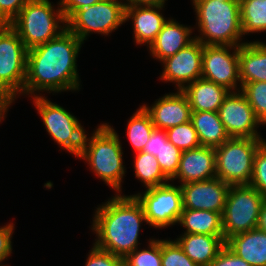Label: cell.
<instances>
[{"instance_id": "cell-39", "label": "cell", "mask_w": 266, "mask_h": 266, "mask_svg": "<svg viewBox=\"0 0 266 266\" xmlns=\"http://www.w3.org/2000/svg\"><path fill=\"white\" fill-rule=\"evenodd\" d=\"M102 0H61L60 8L64 18L67 20L76 10L91 6Z\"/></svg>"}, {"instance_id": "cell-4", "label": "cell", "mask_w": 266, "mask_h": 266, "mask_svg": "<svg viewBox=\"0 0 266 266\" xmlns=\"http://www.w3.org/2000/svg\"><path fill=\"white\" fill-rule=\"evenodd\" d=\"M87 139L85 135L84 144L78 157L89 162L90 167L107 185L120 192L121 181L125 174L122 161V148L119 137L115 130L102 124ZM87 141L88 145H87Z\"/></svg>"}, {"instance_id": "cell-36", "label": "cell", "mask_w": 266, "mask_h": 266, "mask_svg": "<svg viewBox=\"0 0 266 266\" xmlns=\"http://www.w3.org/2000/svg\"><path fill=\"white\" fill-rule=\"evenodd\" d=\"M209 266H251L241 257L237 256L226 245Z\"/></svg>"}, {"instance_id": "cell-12", "label": "cell", "mask_w": 266, "mask_h": 266, "mask_svg": "<svg viewBox=\"0 0 266 266\" xmlns=\"http://www.w3.org/2000/svg\"><path fill=\"white\" fill-rule=\"evenodd\" d=\"M230 48H234L232 54ZM201 77L235 90L240 81L239 46L203 45Z\"/></svg>"}, {"instance_id": "cell-28", "label": "cell", "mask_w": 266, "mask_h": 266, "mask_svg": "<svg viewBox=\"0 0 266 266\" xmlns=\"http://www.w3.org/2000/svg\"><path fill=\"white\" fill-rule=\"evenodd\" d=\"M155 126L150 115L143 107L130 118L127 127V136L136 152L143 151Z\"/></svg>"}, {"instance_id": "cell-25", "label": "cell", "mask_w": 266, "mask_h": 266, "mask_svg": "<svg viewBox=\"0 0 266 266\" xmlns=\"http://www.w3.org/2000/svg\"><path fill=\"white\" fill-rule=\"evenodd\" d=\"M179 223L187 229L186 234L224 236L221 213L183 208Z\"/></svg>"}, {"instance_id": "cell-11", "label": "cell", "mask_w": 266, "mask_h": 266, "mask_svg": "<svg viewBox=\"0 0 266 266\" xmlns=\"http://www.w3.org/2000/svg\"><path fill=\"white\" fill-rule=\"evenodd\" d=\"M28 49L18 33L8 26L0 34V87L14 96L23 93L27 70Z\"/></svg>"}, {"instance_id": "cell-31", "label": "cell", "mask_w": 266, "mask_h": 266, "mask_svg": "<svg viewBox=\"0 0 266 266\" xmlns=\"http://www.w3.org/2000/svg\"><path fill=\"white\" fill-rule=\"evenodd\" d=\"M182 151L168 139H161V148L156 153L163 174L171 181L178 172Z\"/></svg>"}, {"instance_id": "cell-33", "label": "cell", "mask_w": 266, "mask_h": 266, "mask_svg": "<svg viewBox=\"0 0 266 266\" xmlns=\"http://www.w3.org/2000/svg\"><path fill=\"white\" fill-rule=\"evenodd\" d=\"M161 266H198L175 240H161Z\"/></svg>"}, {"instance_id": "cell-2", "label": "cell", "mask_w": 266, "mask_h": 266, "mask_svg": "<svg viewBox=\"0 0 266 266\" xmlns=\"http://www.w3.org/2000/svg\"><path fill=\"white\" fill-rule=\"evenodd\" d=\"M146 222L143 207L134 195H116L97 208L92 229L95 246L124 258L137 249L140 224Z\"/></svg>"}, {"instance_id": "cell-40", "label": "cell", "mask_w": 266, "mask_h": 266, "mask_svg": "<svg viewBox=\"0 0 266 266\" xmlns=\"http://www.w3.org/2000/svg\"><path fill=\"white\" fill-rule=\"evenodd\" d=\"M161 139H168L166 130L155 128L145 144L143 151L156 156V153H158L161 148Z\"/></svg>"}, {"instance_id": "cell-32", "label": "cell", "mask_w": 266, "mask_h": 266, "mask_svg": "<svg viewBox=\"0 0 266 266\" xmlns=\"http://www.w3.org/2000/svg\"><path fill=\"white\" fill-rule=\"evenodd\" d=\"M149 249H135L123 258V266H161V240H150Z\"/></svg>"}, {"instance_id": "cell-35", "label": "cell", "mask_w": 266, "mask_h": 266, "mask_svg": "<svg viewBox=\"0 0 266 266\" xmlns=\"http://www.w3.org/2000/svg\"><path fill=\"white\" fill-rule=\"evenodd\" d=\"M86 266H123V258L101 250L94 245L87 259Z\"/></svg>"}, {"instance_id": "cell-3", "label": "cell", "mask_w": 266, "mask_h": 266, "mask_svg": "<svg viewBox=\"0 0 266 266\" xmlns=\"http://www.w3.org/2000/svg\"><path fill=\"white\" fill-rule=\"evenodd\" d=\"M193 4L204 36L195 39L203 45H241L238 43L243 35L239 0H193Z\"/></svg>"}, {"instance_id": "cell-30", "label": "cell", "mask_w": 266, "mask_h": 266, "mask_svg": "<svg viewBox=\"0 0 266 266\" xmlns=\"http://www.w3.org/2000/svg\"><path fill=\"white\" fill-rule=\"evenodd\" d=\"M168 141L181 151L201 146L192 121L171 127L166 130Z\"/></svg>"}, {"instance_id": "cell-19", "label": "cell", "mask_w": 266, "mask_h": 266, "mask_svg": "<svg viewBox=\"0 0 266 266\" xmlns=\"http://www.w3.org/2000/svg\"><path fill=\"white\" fill-rule=\"evenodd\" d=\"M225 245L251 266H266V233L252 229L229 237Z\"/></svg>"}, {"instance_id": "cell-27", "label": "cell", "mask_w": 266, "mask_h": 266, "mask_svg": "<svg viewBox=\"0 0 266 266\" xmlns=\"http://www.w3.org/2000/svg\"><path fill=\"white\" fill-rule=\"evenodd\" d=\"M134 163L135 176L145 183L146 188L166 184L165 182L169 180L163 174L159 162L152 154L144 151L137 152Z\"/></svg>"}, {"instance_id": "cell-21", "label": "cell", "mask_w": 266, "mask_h": 266, "mask_svg": "<svg viewBox=\"0 0 266 266\" xmlns=\"http://www.w3.org/2000/svg\"><path fill=\"white\" fill-rule=\"evenodd\" d=\"M188 97L191 111L218 112L229 90L212 81L199 78L182 89Z\"/></svg>"}, {"instance_id": "cell-38", "label": "cell", "mask_w": 266, "mask_h": 266, "mask_svg": "<svg viewBox=\"0 0 266 266\" xmlns=\"http://www.w3.org/2000/svg\"><path fill=\"white\" fill-rule=\"evenodd\" d=\"M13 224H8L0 228V262L7 259L11 254L12 245H11V235L13 233Z\"/></svg>"}, {"instance_id": "cell-1", "label": "cell", "mask_w": 266, "mask_h": 266, "mask_svg": "<svg viewBox=\"0 0 266 266\" xmlns=\"http://www.w3.org/2000/svg\"><path fill=\"white\" fill-rule=\"evenodd\" d=\"M82 43L65 29L55 39L29 49L23 93L79 89L76 57Z\"/></svg>"}, {"instance_id": "cell-15", "label": "cell", "mask_w": 266, "mask_h": 266, "mask_svg": "<svg viewBox=\"0 0 266 266\" xmlns=\"http://www.w3.org/2000/svg\"><path fill=\"white\" fill-rule=\"evenodd\" d=\"M183 208L214 211L223 214L230 185L215 177L180 185Z\"/></svg>"}, {"instance_id": "cell-13", "label": "cell", "mask_w": 266, "mask_h": 266, "mask_svg": "<svg viewBox=\"0 0 266 266\" xmlns=\"http://www.w3.org/2000/svg\"><path fill=\"white\" fill-rule=\"evenodd\" d=\"M238 92L230 91L219 107L218 115L225 130L230 137L261 138L255 127L262 123L245 95Z\"/></svg>"}, {"instance_id": "cell-22", "label": "cell", "mask_w": 266, "mask_h": 266, "mask_svg": "<svg viewBox=\"0 0 266 266\" xmlns=\"http://www.w3.org/2000/svg\"><path fill=\"white\" fill-rule=\"evenodd\" d=\"M190 33V28L180 25L173 19L167 20L155 41L149 46L152 55L160 61L175 55L194 40L189 37Z\"/></svg>"}, {"instance_id": "cell-24", "label": "cell", "mask_w": 266, "mask_h": 266, "mask_svg": "<svg viewBox=\"0 0 266 266\" xmlns=\"http://www.w3.org/2000/svg\"><path fill=\"white\" fill-rule=\"evenodd\" d=\"M191 121L201 146L215 148L230 138L218 112L192 111Z\"/></svg>"}, {"instance_id": "cell-44", "label": "cell", "mask_w": 266, "mask_h": 266, "mask_svg": "<svg viewBox=\"0 0 266 266\" xmlns=\"http://www.w3.org/2000/svg\"><path fill=\"white\" fill-rule=\"evenodd\" d=\"M10 23L7 22L1 15H0V34L8 27Z\"/></svg>"}, {"instance_id": "cell-43", "label": "cell", "mask_w": 266, "mask_h": 266, "mask_svg": "<svg viewBox=\"0 0 266 266\" xmlns=\"http://www.w3.org/2000/svg\"><path fill=\"white\" fill-rule=\"evenodd\" d=\"M257 229L266 233V200L263 202L260 209Z\"/></svg>"}, {"instance_id": "cell-42", "label": "cell", "mask_w": 266, "mask_h": 266, "mask_svg": "<svg viewBox=\"0 0 266 266\" xmlns=\"http://www.w3.org/2000/svg\"><path fill=\"white\" fill-rule=\"evenodd\" d=\"M128 3H124L126 6L132 5H164L165 0H126Z\"/></svg>"}, {"instance_id": "cell-14", "label": "cell", "mask_w": 266, "mask_h": 266, "mask_svg": "<svg viewBox=\"0 0 266 266\" xmlns=\"http://www.w3.org/2000/svg\"><path fill=\"white\" fill-rule=\"evenodd\" d=\"M203 44L197 39L188 44L175 55L162 60L164 71L161 79L176 82L178 89H184V83H192L201 78ZM183 84V85H182Z\"/></svg>"}, {"instance_id": "cell-17", "label": "cell", "mask_w": 266, "mask_h": 266, "mask_svg": "<svg viewBox=\"0 0 266 266\" xmlns=\"http://www.w3.org/2000/svg\"><path fill=\"white\" fill-rule=\"evenodd\" d=\"M216 177V154L213 147L199 146L182 151L177 174L184 183L210 180Z\"/></svg>"}, {"instance_id": "cell-20", "label": "cell", "mask_w": 266, "mask_h": 266, "mask_svg": "<svg viewBox=\"0 0 266 266\" xmlns=\"http://www.w3.org/2000/svg\"><path fill=\"white\" fill-rule=\"evenodd\" d=\"M177 243L184 253L198 266H209L225 246L224 236L206 234H186Z\"/></svg>"}, {"instance_id": "cell-29", "label": "cell", "mask_w": 266, "mask_h": 266, "mask_svg": "<svg viewBox=\"0 0 266 266\" xmlns=\"http://www.w3.org/2000/svg\"><path fill=\"white\" fill-rule=\"evenodd\" d=\"M240 91L247 98L256 117L262 124H266V81L244 83Z\"/></svg>"}, {"instance_id": "cell-23", "label": "cell", "mask_w": 266, "mask_h": 266, "mask_svg": "<svg viewBox=\"0 0 266 266\" xmlns=\"http://www.w3.org/2000/svg\"><path fill=\"white\" fill-rule=\"evenodd\" d=\"M240 83L266 81V44L242 43L239 46Z\"/></svg>"}, {"instance_id": "cell-7", "label": "cell", "mask_w": 266, "mask_h": 266, "mask_svg": "<svg viewBox=\"0 0 266 266\" xmlns=\"http://www.w3.org/2000/svg\"><path fill=\"white\" fill-rule=\"evenodd\" d=\"M265 199L251 185L230 186L222 214L225 241L236 234L257 228Z\"/></svg>"}, {"instance_id": "cell-8", "label": "cell", "mask_w": 266, "mask_h": 266, "mask_svg": "<svg viewBox=\"0 0 266 266\" xmlns=\"http://www.w3.org/2000/svg\"><path fill=\"white\" fill-rule=\"evenodd\" d=\"M125 22V5L118 0H102L76 10L67 20L66 29L82 42L92 31L108 35Z\"/></svg>"}, {"instance_id": "cell-18", "label": "cell", "mask_w": 266, "mask_h": 266, "mask_svg": "<svg viewBox=\"0 0 266 266\" xmlns=\"http://www.w3.org/2000/svg\"><path fill=\"white\" fill-rule=\"evenodd\" d=\"M163 5H132L125 7V21L133 19L134 38L137 44L148 43L149 46L155 41L157 34L162 30L167 21L157 10Z\"/></svg>"}, {"instance_id": "cell-10", "label": "cell", "mask_w": 266, "mask_h": 266, "mask_svg": "<svg viewBox=\"0 0 266 266\" xmlns=\"http://www.w3.org/2000/svg\"><path fill=\"white\" fill-rule=\"evenodd\" d=\"M141 203L146 223L156 228L166 227L179 222L183 211L180 186L163 184L149 187L143 195H134Z\"/></svg>"}, {"instance_id": "cell-6", "label": "cell", "mask_w": 266, "mask_h": 266, "mask_svg": "<svg viewBox=\"0 0 266 266\" xmlns=\"http://www.w3.org/2000/svg\"><path fill=\"white\" fill-rule=\"evenodd\" d=\"M264 142L262 138L230 137L215 147L216 177L230 186L250 184L254 157Z\"/></svg>"}, {"instance_id": "cell-9", "label": "cell", "mask_w": 266, "mask_h": 266, "mask_svg": "<svg viewBox=\"0 0 266 266\" xmlns=\"http://www.w3.org/2000/svg\"><path fill=\"white\" fill-rule=\"evenodd\" d=\"M34 102L47 132L61 147L78 157L86 134L77 118L45 97L34 96Z\"/></svg>"}, {"instance_id": "cell-37", "label": "cell", "mask_w": 266, "mask_h": 266, "mask_svg": "<svg viewBox=\"0 0 266 266\" xmlns=\"http://www.w3.org/2000/svg\"><path fill=\"white\" fill-rule=\"evenodd\" d=\"M29 0H0V15L11 23Z\"/></svg>"}, {"instance_id": "cell-5", "label": "cell", "mask_w": 266, "mask_h": 266, "mask_svg": "<svg viewBox=\"0 0 266 266\" xmlns=\"http://www.w3.org/2000/svg\"><path fill=\"white\" fill-rule=\"evenodd\" d=\"M53 11L48 0H29L10 23L28 50L55 39L66 29L58 25L59 20L66 23L61 8L56 14ZM58 28L62 29L57 32Z\"/></svg>"}, {"instance_id": "cell-41", "label": "cell", "mask_w": 266, "mask_h": 266, "mask_svg": "<svg viewBox=\"0 0 266 266\" xmlns=\"http://www.w3.org/2000/svg\"><path fill=\"white\" fill-rule=\"evenodd\" d=\"M14 96L10 91L7 89L0 87V122L2 118H4V114L7 112L8 106L14 100Z\"/></svg>"}, {"instance_id": "cell-16", "label": "cell", "mask_w": 266, "mask_h": 266, "mask_svg": "<svg viewBox=\"0 0 266 266\" xmlns=\"http://www.w3.org/2000/svg\"><path fill=\"white\" fill-rule=\"evenodd\" d=\"M150 115L156 129L167 130L191 120V107L188 97L182 90L166 94L152 106H142Z\"/></svg>"}, {"instance_id": "cell-26", "label": "cell", "mask_w": 266, "mask_h": 266, "mask_svg": "<svg viewBox=\"0 0 266 266\" xmlns=\"http://www.w3.org/2000/svg\"><path fill=\"white\" fill-rule=\"evenodd\" d=\"M242 34L266 31V0H239Z\"/></svg>"}, {"instance_id": "cell-34", "label": "cell", "mask_w": 266, "mask_h": 266, "mask_svg": "<svg viewBox=\"0 0 266 266\" xmlns=\"http://www.w3.org/2000/svg\"><path fill=\"white\" fill-rule=\"evenodd\" d=\"M249 185L253 186L266 200V141L255 154L253 174Z\"/></svg>"}]
</instances>
